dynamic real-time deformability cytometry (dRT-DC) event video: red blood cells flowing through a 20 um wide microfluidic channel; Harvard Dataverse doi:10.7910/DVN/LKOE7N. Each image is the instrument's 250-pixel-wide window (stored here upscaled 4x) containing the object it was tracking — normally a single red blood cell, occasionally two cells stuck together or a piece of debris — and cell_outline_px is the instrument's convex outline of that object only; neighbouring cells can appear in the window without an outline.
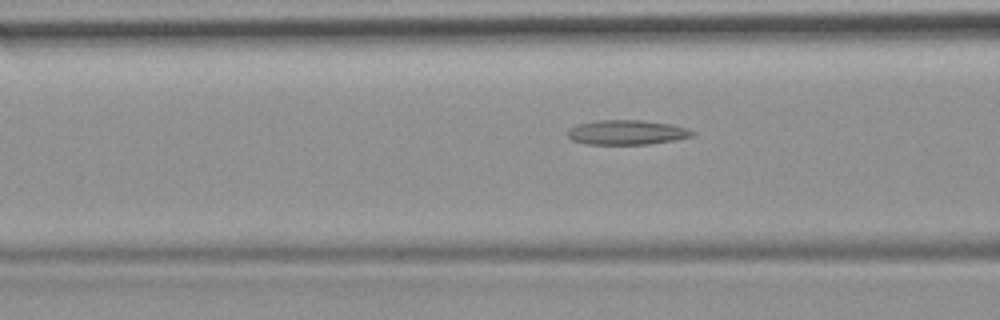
{"species": "common noctule bat (a hibernating species)", "species_latin": "Nyctalus noctula", "temperature_condition": "room temperature", "stored_images_in_passage": 25, "camera_frame_rate_fps": 3000, "um_per_image_px": 0.085, "animal": {"sex": "female", "body_mass_g": 19.9}, "frame": {"image": 1, "passage_image": 4, "time_ms": 1.0, "image_size_px": [1000, 320], "cell_outline_px": [[696, 132], [692, 136], [676, 140], [648, 144], [588, 144], [572, 140], [568, 136], [568, 128], [576, 124], [596, 120], [640, 120], [672, 124], [688, 128]], "centroid_in_image_um": [53.28, 11.24], "position_along_channel_um": 113.3, "area_um2": 18.03}}
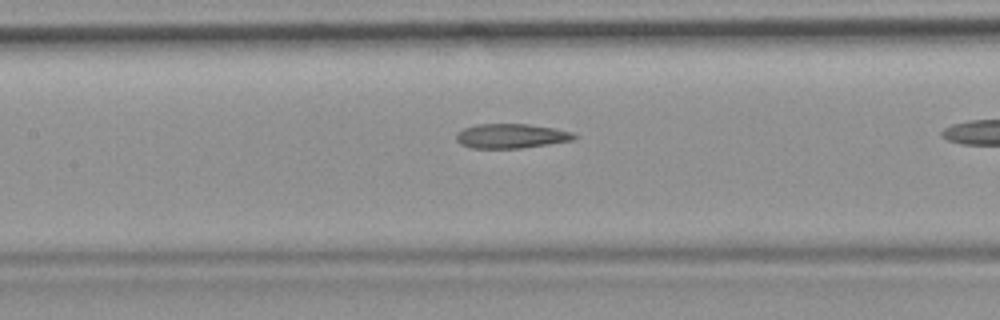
{"frame": {"image": 2, "passage_image": 8, "time_ms": 2.333, "image_size_px": [1000, 320], "cell_outline_px": [[576, 136], [572, 140], [548, 144], [520, 148], [472, 148], [460, 144], [456, 140], [456, 132], [464, 128], [476, 124], [528, 124], [552, 128], [572, 132]], "centroid_in_image_um": [43.38, 11.56], "position_along_channel_um": 164.0, "area_um2": 16.7}}